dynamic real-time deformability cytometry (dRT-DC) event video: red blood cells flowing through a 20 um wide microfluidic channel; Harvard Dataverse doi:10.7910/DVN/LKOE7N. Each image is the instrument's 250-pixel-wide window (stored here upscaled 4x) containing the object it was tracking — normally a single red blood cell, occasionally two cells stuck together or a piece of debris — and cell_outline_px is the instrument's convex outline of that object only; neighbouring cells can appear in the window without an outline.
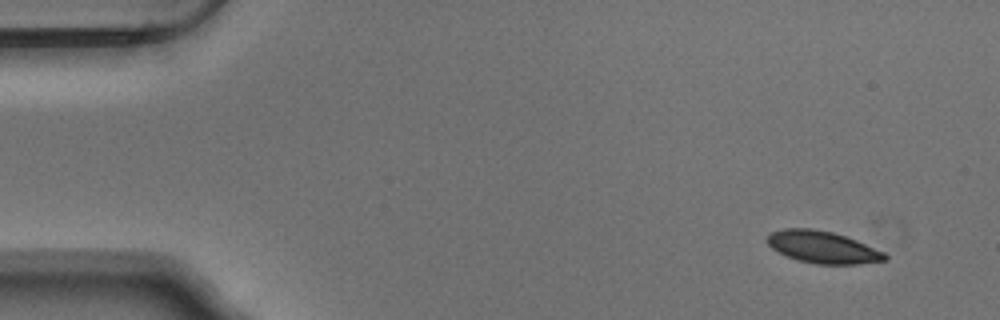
{"species": "Egyptian fruit bat (a non-hibernating species)", "species_latin": "Rousettus aegyptiacus", "temperature_condition": "warm", "stored_images_in_passage": 51, "camera_frame_rate_fps": 3000, "um_per_image_px": 0.085, "animal": {"sex": "male"}, "frame": {"image": 1, "passage_image": 1, "time_ms": 0.0, "image_size_px": [1000, 320], "cell_outline_px": [[888, 260], [856, 264], [816, 264], [800, 260], [788, 256], [772, 248], [764, 240], [768, 232], [784, 228], [812, 228], [832, 232], [856, 240], [884, 252], [888, 256]], "centroid_in_image_um": [69.89, 20.99], "position_along_channel_um": 15.1, "area_um2": 21.96}}
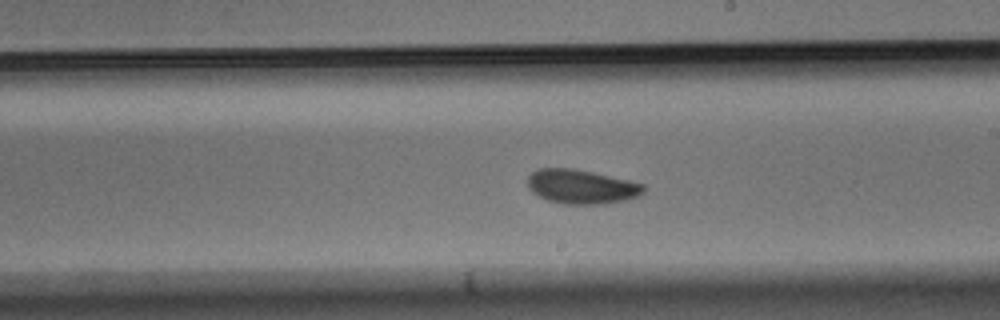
{"frame": {"image": 2, "passage_image": 28, "time_ms": 9.0, "image_size_px": [1000, 320], "cell_outline_px": [[648, 188], [640, 196], [628, 200], [604, 204], [564, 204], [548, 200], [532, 192], [528, 188], [528, 176], [536, 168], [572, 168], [632, 180], [644, 184]], "centroid_in_image_um": [49.48, 15.87], "position_along_channel_um": 239.5, "area_um2": 23.52}}
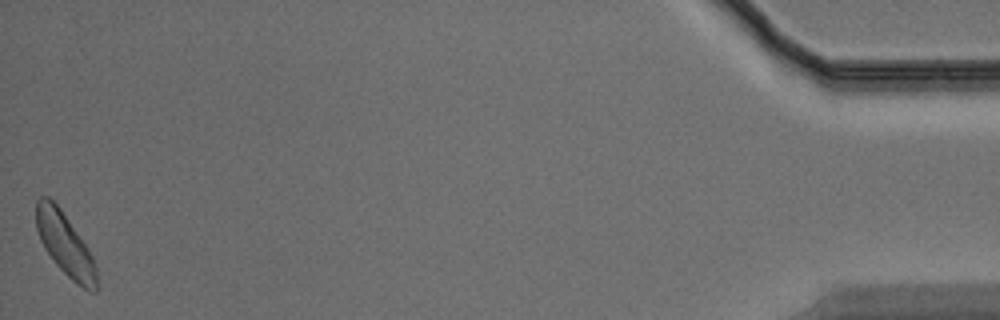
{"frame": {"image": 3, "passage_image": 51, "time_ms": 16.667, "image_size_px": [1000, 320], "cell_outline_px": [[96, 292], [92, 292], [84, 288], [72, 280], [56, 264], [44, 248], [40, 240], [36, 228], [36, 200], [40, 196], [48, 196], [60, 208], [88, 248], [92, 256], [96, 268]], "centroid_in_image_um": [5.5, 20.74], "position_along_channel_um": 429.7, "area_um2": 21.73}, "authors_computed_cell_mechanics": {"area_um2": 22.6576, "velocity_mm_per_s": 3.715, "shape_relaxation_time_tau1_ms": 2.2577, "shape_relaxation_time_tau2_ms": 10.4466, "deformation_change_tau1": 0.0855, "deformation_change_tau2": 0.1291}}